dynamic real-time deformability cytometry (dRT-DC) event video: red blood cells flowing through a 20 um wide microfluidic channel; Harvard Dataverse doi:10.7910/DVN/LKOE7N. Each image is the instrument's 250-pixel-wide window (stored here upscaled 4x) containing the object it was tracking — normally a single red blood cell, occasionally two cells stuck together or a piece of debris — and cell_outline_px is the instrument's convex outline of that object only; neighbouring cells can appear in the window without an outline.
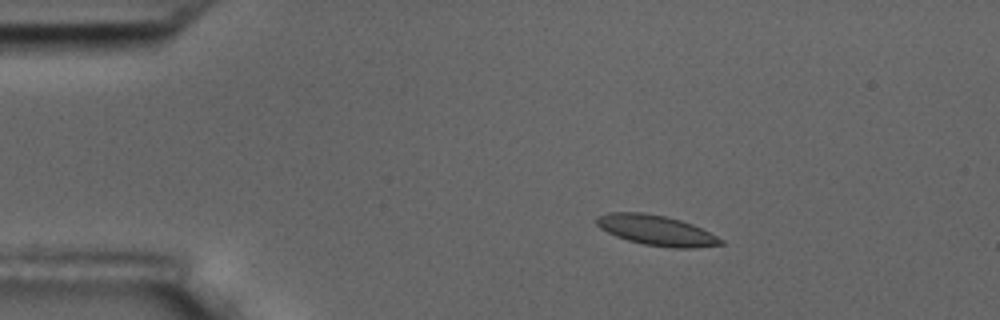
{"species": "common noctule bat (a hibernating species)", "species_latin": "Nyctalus noctula", "temperature_condition": "room temperature", "stored_images_in_passage": 4, "camera_frame_rate_fps": 3000, "um_per_image_px": 0.085, "animal": {"sex": "male", "body_mass_g": 17.5, "forearm_length_mm": 52.3}, "frame": {"image": 1, "passage_image": 1, "time_ms": 0.0, "image_size_px": [1000, 320], "cell_outline_px": [[724, 244], [692, 248], [672, 248], [644, 244], [628, 240], [616, 236], [600, 228], [596, 224], [596, 216], [608, 212], [644, 212], [664, 216], [680, 220], [692, 224], [724, 240]], "centroid_in_image_um": [55.76, 19.57], "position_along_channel_um": 29.2, "area_um2": 21.73}}